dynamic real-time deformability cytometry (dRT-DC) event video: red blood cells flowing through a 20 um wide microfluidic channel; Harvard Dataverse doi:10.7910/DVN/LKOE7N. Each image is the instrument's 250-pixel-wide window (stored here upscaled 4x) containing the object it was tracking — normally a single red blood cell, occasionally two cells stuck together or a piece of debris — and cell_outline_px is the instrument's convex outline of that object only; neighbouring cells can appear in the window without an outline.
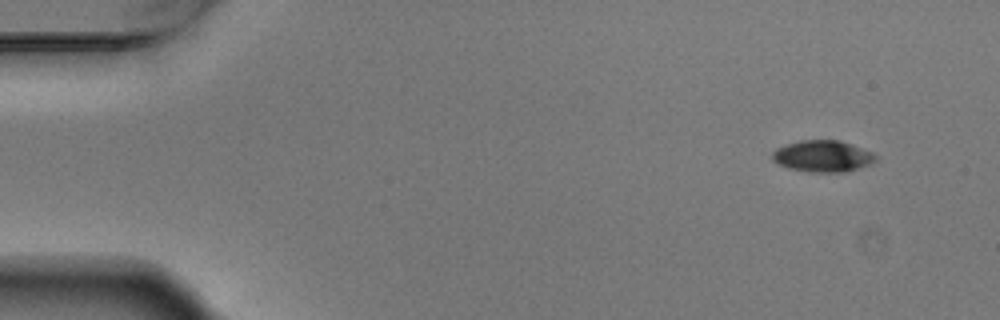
{"species": "Egyptian fruit bat (a non-hibernating species)", "species_latin": "Rousettus aegyptiacus", "temperature_condition": "warm", "stored_images_in_passage": 6, "camera_frame_rate_fps": 3000, "um_per_image_px": 0.085, "animal": {"sex": "male"}, "frame": {"image": 1, "passage_image": 1, "time_ms": 0.0, "image_size_px": [1000, 320], "cell_outline_px": [[876, 160], [868, 164], [844, 172], [808, 172], [788, 168], [776, 164], [772, 160], [772, 152], [776, 148], [800, 140], [840, 140], [852, 144], [872, 152], [876, 156]], "centroid_in_image_um": [69.88, 13.27], "position_along_channel_um": 15.1, "area_um2": 18.96}}
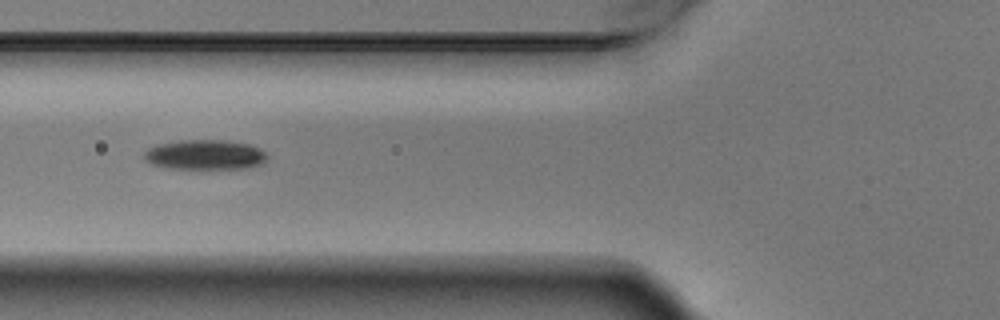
{"frame": {"image": 2, "passage_image": 5, "time_ms": 1.333, "image_size_px": [1000, 320], "cell_outline_px": [[268, 156], [264, 164], [244, 168], [208, 172], [164, 168], [152, 164], [144, 160], [144, 152], [148, 148], [160, 144], [180, 140], [220, 140], [248, 144], [260, 148]], "centroid_in_image_um": [17.42, 13.22], "position_along_channel_um": 108.4, "area_um2": 22.48}}
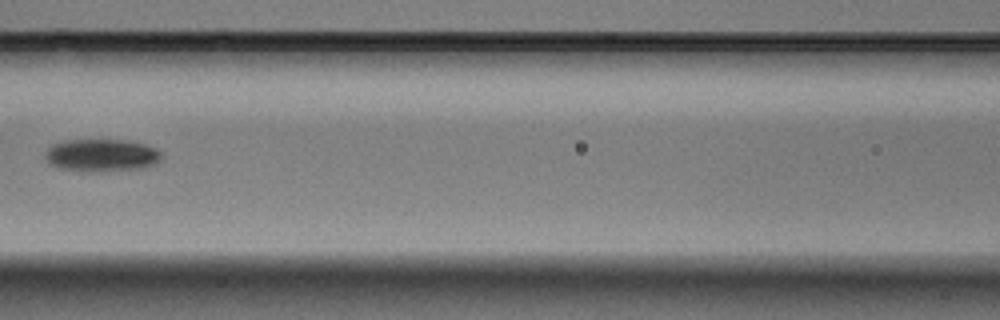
{"frame": {"image": 3, "passage_image": 6, "time_ms": 1.667, "image_size_px": [1000, 320], "cell_outline_px": [[160, 160], [156, 164], [144, 168], [104, 172], [80, 172], [60, 168], [48, 164], [44, 156], [48, 148], [52, 144], [68, 140], [124, 140], [144, 144], [156, 148], [160, 152]], "centroid_in_image_um": [8.61, 13.22], "position_along_channel_um": 158.0, "area_um2": 22.43}}